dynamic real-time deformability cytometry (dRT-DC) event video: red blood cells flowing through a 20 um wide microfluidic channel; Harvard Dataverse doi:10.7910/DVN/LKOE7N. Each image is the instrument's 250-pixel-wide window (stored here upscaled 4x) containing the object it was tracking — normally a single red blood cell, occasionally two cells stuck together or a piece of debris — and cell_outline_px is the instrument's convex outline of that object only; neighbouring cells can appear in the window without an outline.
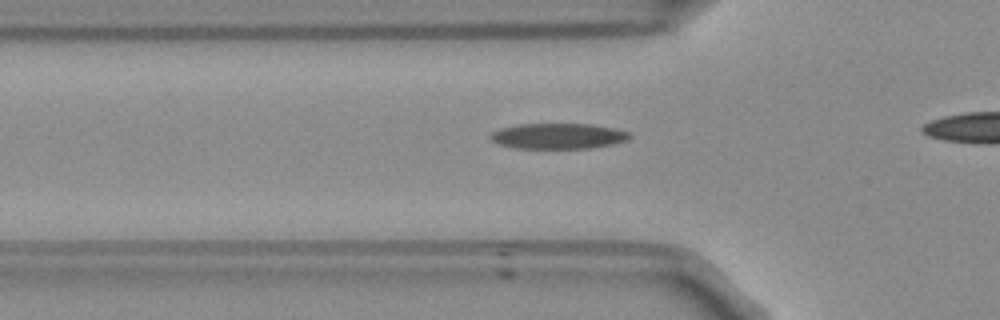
{"species": "Egyptian fruit bat (a non-hibernating species)", "species_latin": "Rousettus aegyptiacus", "temperature_condition": "room temperature", "stored_images_in_passage": 17, "camera_frame_rate_fps": 3000, "um_per_image_px": 0.085, "frame": {"image": 1, "passage_image": 8, "time_ms": 2.333, "image_size_px": [1000, 320], "cell_outline_px": [[632, 136], [628, 140], [612, 144], [592, 148], [516, 148], [500, 144], [492, 140], [488, 136], [492, 132], [500, 128], [516, 124], [592, 124], [616, 128], [628, 132]], "centroid_in_image_um": [47.46, 11.56], "position_along_channel_um": 78.3, "area_um2": 20.81}}